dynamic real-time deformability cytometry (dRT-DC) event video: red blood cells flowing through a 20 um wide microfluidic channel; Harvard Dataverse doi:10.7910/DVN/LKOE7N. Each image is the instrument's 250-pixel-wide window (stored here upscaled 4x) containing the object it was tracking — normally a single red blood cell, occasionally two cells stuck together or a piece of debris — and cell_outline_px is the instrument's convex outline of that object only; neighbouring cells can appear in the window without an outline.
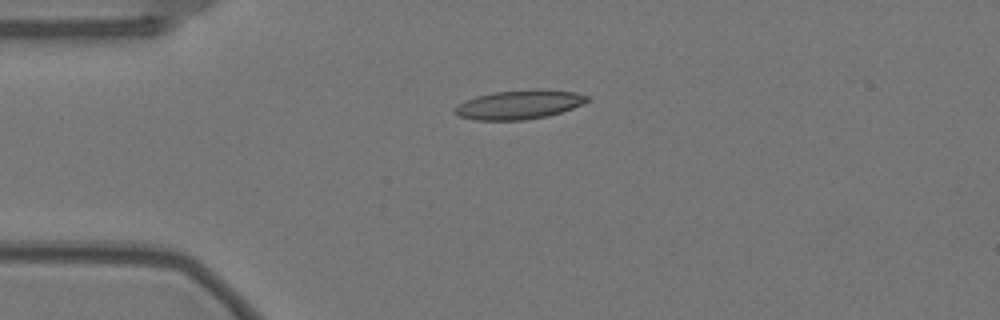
{"species": "Egyptian fruit bat (a non-hibernating species)", "species_latin": "Rousettus aegyptiacus", "temperature_condition": "warm", "stored_images_in_passage": 40, "camera_frame_rate_fps": 3000, "um_per_image_px": 0.085, "animal": {"sex": "female"}, "frame": {"image": 1, "passage_image": 1, "time_ms": 0.0, "image_size_px": [1000, 320], "cell_outline_px": [[592, 100], [572, 108], [548, 116], [524, 120], [472, 120], [460, 116], [452, 112], [452, 108], [456, 104], [476, 96], [492, 92], [536, 88], [576, 92], [588, 96]], "centroid_in_image_um": [44.1, 8.88], "position_along_channel_um": 40.9, "area_um2": 22.83}}
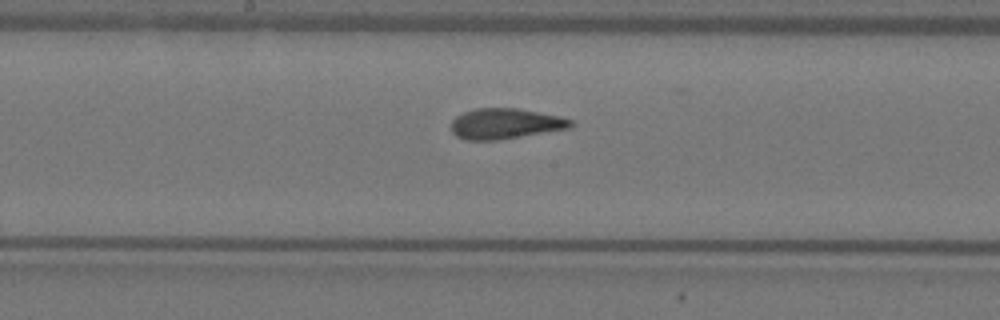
{"frame": {"image": 2, "passage_image": 17, "time_ms": 5.333, "image_size_px": [1000, 320], "cell_outline_px": [[572, 124], [568, 128], [496, 140], [464, 140], [456, 136], [452, 132], [452, 120], [456, 116], [464, 112], [476, 108], [516, 108], [560, 116], [572, 120]], "centroid_in_image_um": [42.9, 10.51], "position_along_channel_um": 205.3, "area_um2": 20.98}}
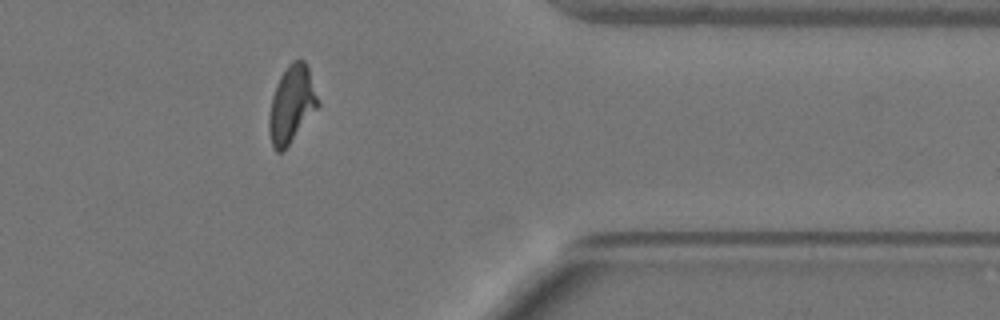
{"frame": {"image": 3, "passage_image": 34, "time_ms": 11.0, "image_size_px": [1000, 320], "cell_outline_px": [[320, 104], [284, 152], [276, 152], [272, 148], [268, 132], [268, 116], [272, 96], [276, 84], [280, 76], [288, 64], [292, 60], [304, 60], [308, 68]], "centroid_in_image_um": [24.75, 8.91], "position_along_channel_um": 386.6, "area_um2": 22.14}}